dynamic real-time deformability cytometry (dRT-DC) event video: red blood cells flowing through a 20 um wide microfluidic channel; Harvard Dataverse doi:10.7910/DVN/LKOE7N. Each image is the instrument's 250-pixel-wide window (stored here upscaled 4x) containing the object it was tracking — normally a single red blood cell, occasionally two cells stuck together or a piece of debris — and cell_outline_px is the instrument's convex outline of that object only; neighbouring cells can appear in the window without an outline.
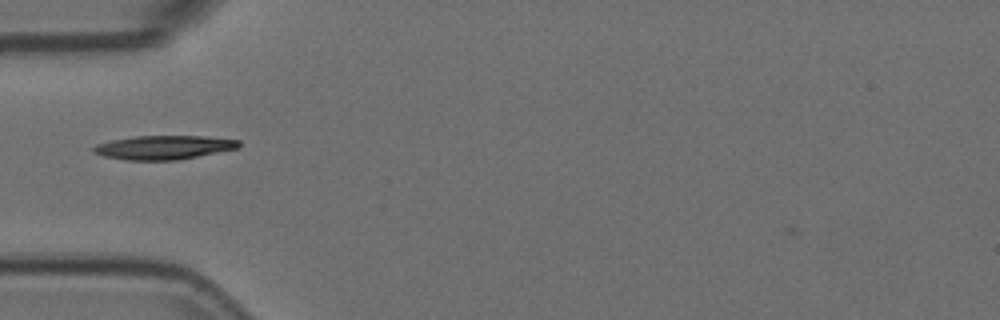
{"species": "Egyptian fruit bat (a non-hibernating species)", "species_latin": "Rousettus aegyptiacus", "temperature_condition": "room temperature", "stored_images_in_passage": 47, "camera_frame_rate_fps": 3000, "um_per_image_px": 0.085, "animal": {"sex": "female"}, "frame": {"image": 1, "passage_image": 10, "time_ms": 3.0, "image_size_px": [1000, 320], "cell_outline_px": [[240, 144], [236, 148], [176, 160], [128, 160], [104, 156], [92, 152], [92, 148], [96, 144], [112, 140], [136, 136], [204, 136], [240, 140]], "centroid_in_image_um": [13.87, 12.52], "position_along_channel_um": 71.1, "area_um2": 19.94}}
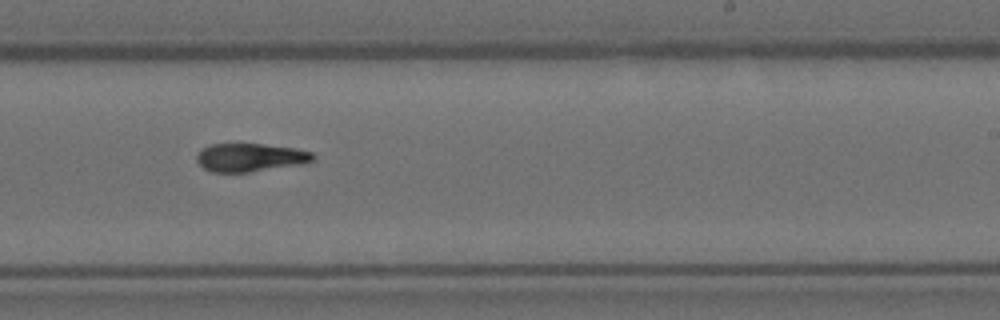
{"frame": {"image": 2, "passage_image": 26, "time_ms": 8.333, "image_size_px": [1000, 320], "cell_outline_px": [[316, 156], [312, 160], [300, 164], [248, 172], [212, 172], [204, 168], [196, 160], [196, 156], [204, 148], [212, 144], [260, 144], [296, 148], [312, 152]], "centroid_in_image_um": [21.27, 13.38], "position_along_channel_um": 267.7, "area_um2": 18.84}}
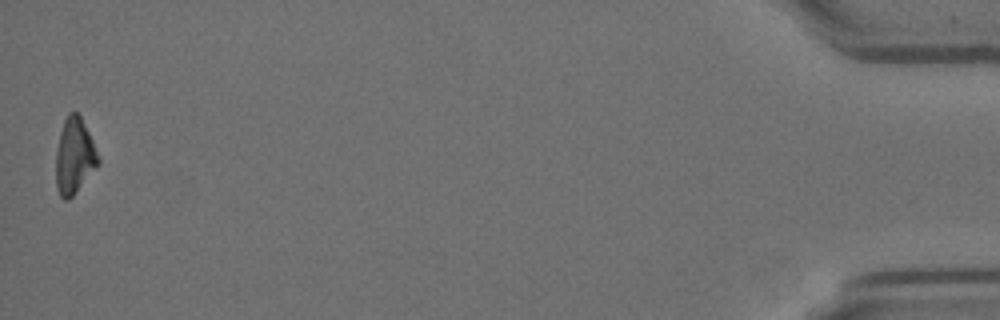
{"frame": {"image": 3, "passage_image": 47, "time_ms": 15.333, "image_size_px": [1000, 320], "cell_outline_px": [[100, 164], [76, 192], [68, 200], [64, 200], [60, 196], [56, 188], [56, 148], [60, 132], [64, 120], [68, 112], [76, 112], [80, 116], [100, 156]], "centroid_in_image_um": [6.32, 13.29], "position_along_channel_um": 428.9, "area_um2": 18.79}, "authors_computed_cell_mechanics": {"area_um2": 19.1896, "velocity_mm_per_s": 3.681, "shape_relaxation_time_tau1_ms": 8.2893, "shape_relaxation_time_tau2_ms": 7.2981, "deformation_change_tau1": 0.2254, "deformation_change_tau2": 0.1457}}